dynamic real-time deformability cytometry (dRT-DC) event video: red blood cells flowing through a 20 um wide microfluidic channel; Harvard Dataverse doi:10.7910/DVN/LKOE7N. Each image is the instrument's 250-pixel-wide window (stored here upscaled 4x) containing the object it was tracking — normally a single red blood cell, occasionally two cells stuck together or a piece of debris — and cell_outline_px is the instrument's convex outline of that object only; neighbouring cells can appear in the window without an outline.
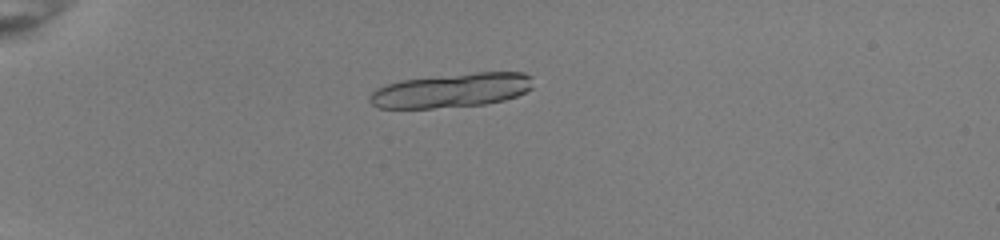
{"species": "common noctule bat (a hibernating species)", "species_latin": "Nyctalus noctula", "temperature_condition": "room temperature", "stored_images_in_passage": 24, "camera_frame_rate_fps": 3000, "um_per_image_px": 0.085, "animal": {"sex": "female", "body_mass_g": 22.0, "forearm_length_mm": 56.7}, "frame": {"image": 1, "passage_image": 17, "time_ms": 5.333, "image_size_px": [1000, 240], "cell_outline_px": [[532, 88], [516, 96], [504, 100], [484, 104], [432, 108], [376, 108], [368, 100], [372, 92], [376, 88], [400, 80], [476, 72], [524, 72], [532, 76]], "centroid_in_image_um": [38.38, 7.68], "position_along_channel_um": 46.6, "area_um2": 32.48}}